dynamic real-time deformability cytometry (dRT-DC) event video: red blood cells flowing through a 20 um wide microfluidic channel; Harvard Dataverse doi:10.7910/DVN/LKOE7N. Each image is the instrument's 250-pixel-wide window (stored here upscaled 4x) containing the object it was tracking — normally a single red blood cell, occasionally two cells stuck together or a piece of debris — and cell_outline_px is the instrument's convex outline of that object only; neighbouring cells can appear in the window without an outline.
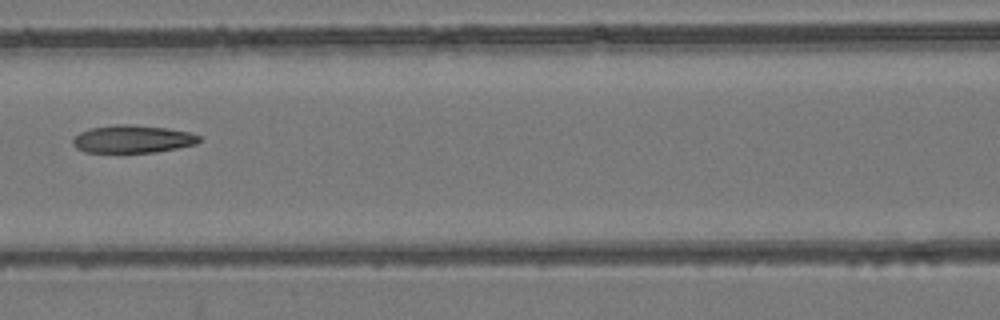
{"species": "common noctule bat (a hibernating species)", "species_latin": "Nyctalus noctula", "temperature_condition": "room temperature", "stored_images_in_passage": 5, "camera_frame_rate_fps": 3000, "um_per_image_px": 0.085, "animal": {"sex": "female", "body_mass_g": 24.6, "forearm_length_mm": 56.2}, "frame": {"image": 1, "passage_image": 4, "time_ms": 3.333, "image_size_px": [1000, 320], "cell_outline_px": [[200, 140], [196, 144], [156, 152], [84, 152], [76, 148], [72, 144], [72, 140], [80, 132], [88, 128], [112, 124], [128, 124], [168, 128], [188, 132], [200, 136]], "centroid_in_image_um": [11.23, 11.81], "position_along_channel_um": 155.4, "area_um2": 20.46}}
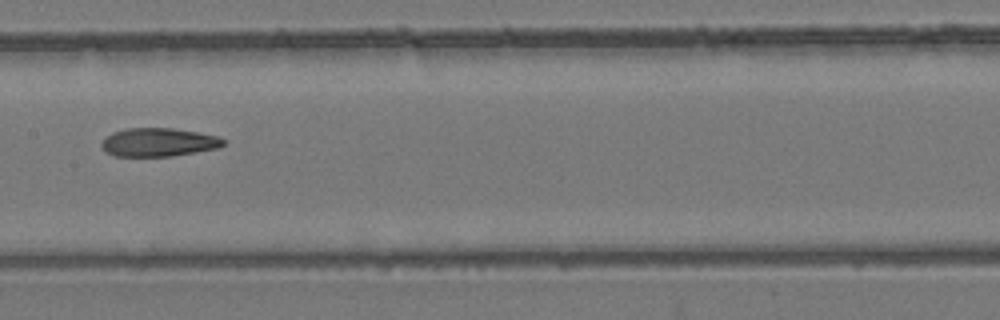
{"frame": {"image": 2, "passage_image": 5, "time_ms": 4.333, "image_size_px": [1000, 320], "cell_outline_px": [[228, 140], [220, 148], [172, 156], [116, 156], [108, 152], [100, 144], [104, 136], [112, 132], [124, 128], [172, 128], [196, 132], [216, 136]], "centroid_in_image_um": [13.48, 12.08], "position_along_channel_um": 193.9, "area_um2": 20.29}}